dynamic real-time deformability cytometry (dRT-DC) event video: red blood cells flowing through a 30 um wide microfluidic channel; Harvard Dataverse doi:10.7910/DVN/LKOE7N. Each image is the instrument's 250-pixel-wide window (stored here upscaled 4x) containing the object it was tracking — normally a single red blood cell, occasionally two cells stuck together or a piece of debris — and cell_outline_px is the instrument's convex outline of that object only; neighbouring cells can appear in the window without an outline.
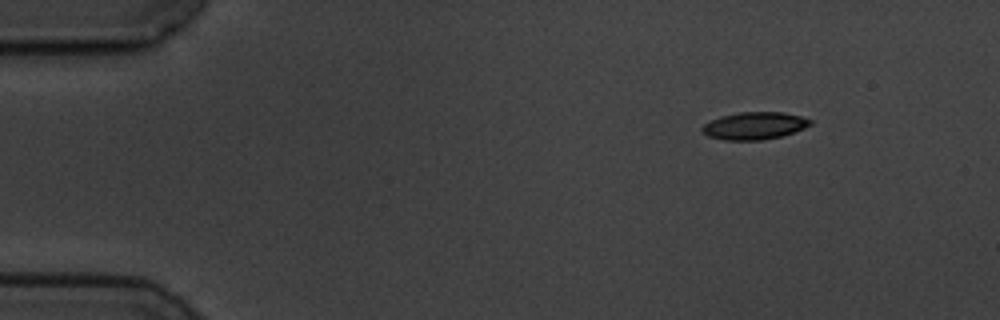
{"species": "common noctule bat (a hibernating species)", "species_latin": "Nyctalus noctula", "temperature_condition": "cold", "stored_images_in_passage": 6, "camera_frame_rate_fps": 3000, "um_per_image_px": 0.085, "animal": {"sex": "male", "body_mass_g": 19.5, "forearm_length_mm": 54.6}, "frame": {"image": 1, "passage_image": 6, "time_ms": 7.333, "image_size_px": [1000, 320], "cell_outline_px": [[812, 124], [804, 128], [784, 136], [764, 140], [724, 140], [708, 136], [700, 128], [704, 124], [720, 116], [740, 112], [784, 112], [800, 116], [812, 120]], "centroid_in_image_um": [64.15, 10.69], "position_along_channel_um": 20.9, "area_um2": 17.34}}